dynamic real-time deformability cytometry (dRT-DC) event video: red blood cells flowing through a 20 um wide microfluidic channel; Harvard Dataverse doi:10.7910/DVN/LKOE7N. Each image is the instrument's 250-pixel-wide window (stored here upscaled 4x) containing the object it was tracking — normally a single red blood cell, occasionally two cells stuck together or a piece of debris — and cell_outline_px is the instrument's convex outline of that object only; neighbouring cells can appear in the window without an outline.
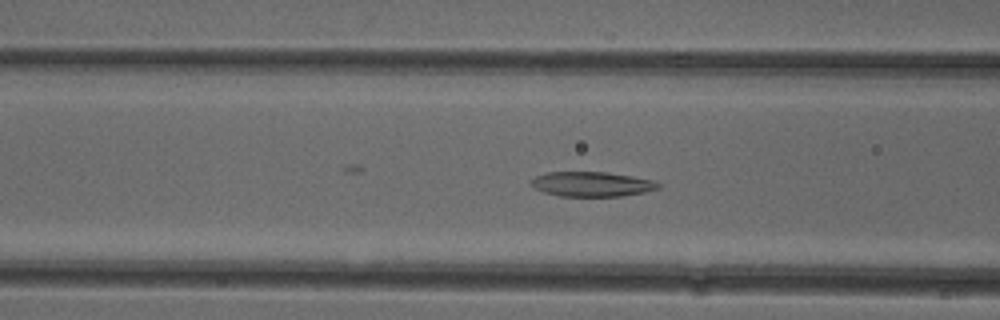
{"species": "common noctule bat (a hibernating species)", "species_latin": "Nyctalus noctula", "temperature_condition": "cold", "stored_images_in_passage": 50, "camera_frame_rate_fps": 3000, "um_per_image_px": 0.085, "animal": {"sex": "female"}, "frame": {"image": 1, "passage_image": 19, "time_ms": 6.0, "image_size_px": [1000, 320], "cell_outline_px": [[660, 188], [644, 192], [620, 196], [560, 196], [544, 192], [528, 184], [536, 176], [548, 172], [608, 172], [632, 176], [652, 180], [660, 184]], "centroid_in_image_um": [50.3, 15.65], "position_along_channel_um": 116.3, "area_um2": 18.26}}
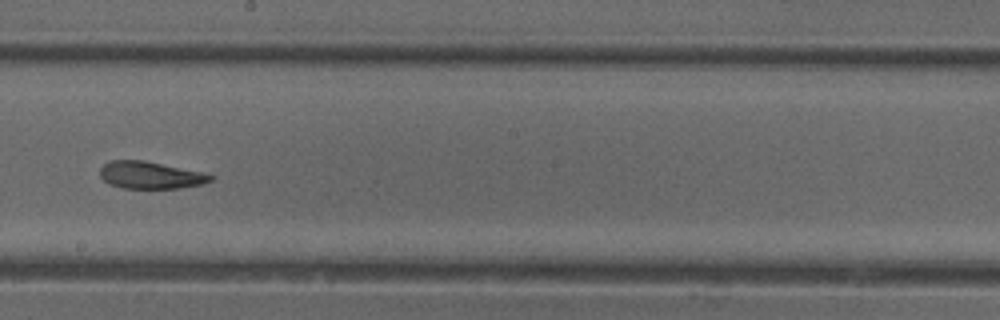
{"frame": {"image": 2, "passage_image": 28, "time_ms": 9.0, "image_size_px": [1000, 320], "cell_outline_px": [[216, 176], [212, 180], [204, 184], [180, 188], [124, 188], [108, 184], [100, 176], [100, 168], [108, 160], [144, 160], [204, 172]], "centroid_in_image_um": [12.81, 14.88], "position_along_channel_um": 235.4, "area_um2": 17.74}}
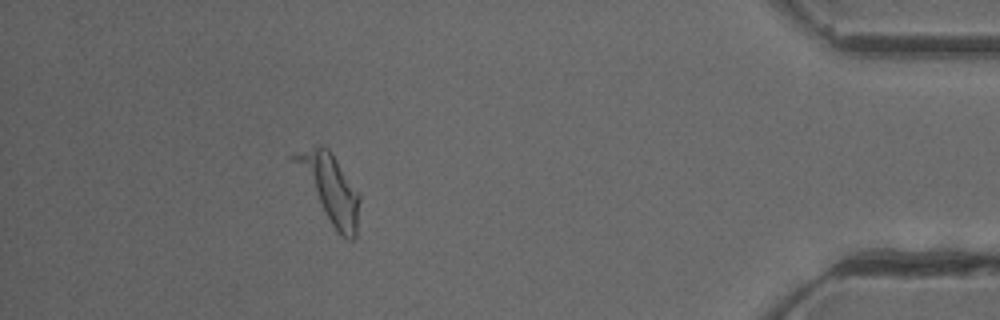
{"frame": {"image": 3, "passage_image": 45, "time_ms": 14.667, "image_size_px": [1000, 320], "cell_outline_px": [[360, 200], [356, 236], [352, 240], [348, 240], [340, 236], [336, 232], [288, 156], [320, 144], [328, 148], [332, 152], [360, 196]], "centroid_in_image_um": [28.04, 16.0], "position_along_channel_um": 407.2, "area_um2": 25.26}, "authors_computed_cell_mechanics": {"area_um2": 20.0277, "velocity_mm_per_s": 3.9664, "shape_relaxation_time_tau1_ms": 11.1534, "shape_relaxation_time_tau2_ms": 3.6829, "deformation_change_tau1": 0.2241, "deformation_change_tau2": 0.1128}}